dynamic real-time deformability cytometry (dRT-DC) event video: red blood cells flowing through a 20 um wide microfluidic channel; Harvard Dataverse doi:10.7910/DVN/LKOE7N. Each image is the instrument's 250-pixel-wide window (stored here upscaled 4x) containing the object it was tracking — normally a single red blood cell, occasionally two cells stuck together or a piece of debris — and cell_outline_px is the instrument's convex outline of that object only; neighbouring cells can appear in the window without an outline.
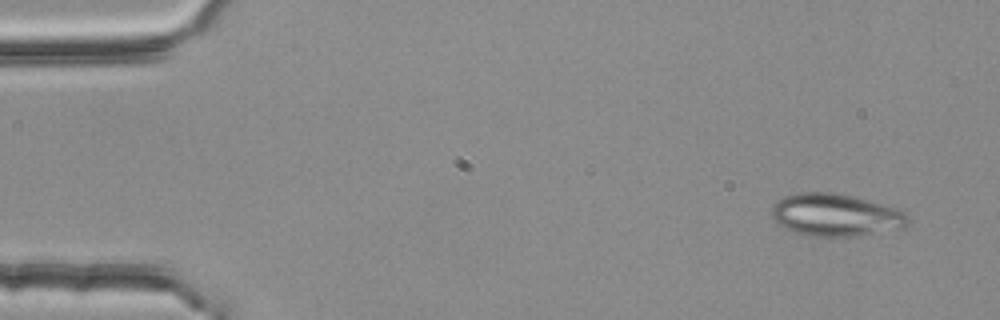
{"species": "common noctule bat (a hibernating species)", "species_latin": "Nyctalus noctula", "temperature_condition": "room temperature", "stored_images_in_passage": 4, "camera_frame_rate_fps": 3000, "um_per_image_px": 0.085, "animal": {"sex": "female", "body_mass_g": 25.1}, "frame": {"image": 1, "passage_image": 1, "time_ms": 0.0, "image_size_px": [1000, 320], "cell_outline_px": [[912, 220], [904, 228], [852, 236], [804, 236], [792, 232], [784, 228], [772, 216], [772, 208], [776, 200], [784, 196], [800, 192], [832, 192], [852, 196], [896, 208], [904, 212]], "centroid_in_image_um": [71.02, 18.28], "position_along_channel_um": 14.0, "area_um2": 33.76}}